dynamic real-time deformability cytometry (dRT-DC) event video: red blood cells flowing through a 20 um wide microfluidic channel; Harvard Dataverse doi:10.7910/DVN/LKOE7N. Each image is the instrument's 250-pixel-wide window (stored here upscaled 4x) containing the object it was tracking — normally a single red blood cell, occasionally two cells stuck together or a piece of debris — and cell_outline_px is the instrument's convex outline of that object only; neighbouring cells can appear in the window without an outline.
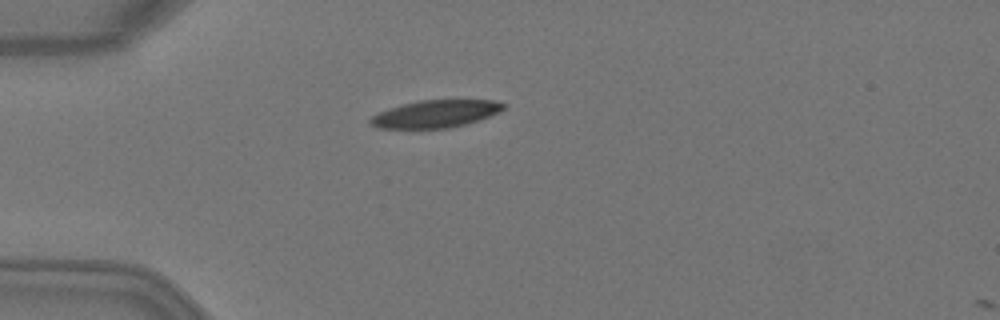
{"species": "Egyptian fruit bat (a non-hibernating species)", "species_latin": "Rousettus aegyptiacus", "temperature_condition": "warm", "stored_images_in_passage": 5, "camera_frame_rate_fps": 3000, "um_per_image_px": 0.085, "animal": {"sex": "female"}, "frame": {"image": 1, "passage_image": 4, "time_ms": 1.0, "image_size_px": [1000, 320], "cell_outline_px": [[508, 104], [504, 108], [488, 116], [464, 124], [448, 128], [376, 128], [368, 124], [368, 120], [372, 116], [388, 108], [420, 100], [496, 100]], "centroid_in_image_um": [36.98, 9.67], "position_along_channel_um": 48.0, "area_um2": 21.1}}